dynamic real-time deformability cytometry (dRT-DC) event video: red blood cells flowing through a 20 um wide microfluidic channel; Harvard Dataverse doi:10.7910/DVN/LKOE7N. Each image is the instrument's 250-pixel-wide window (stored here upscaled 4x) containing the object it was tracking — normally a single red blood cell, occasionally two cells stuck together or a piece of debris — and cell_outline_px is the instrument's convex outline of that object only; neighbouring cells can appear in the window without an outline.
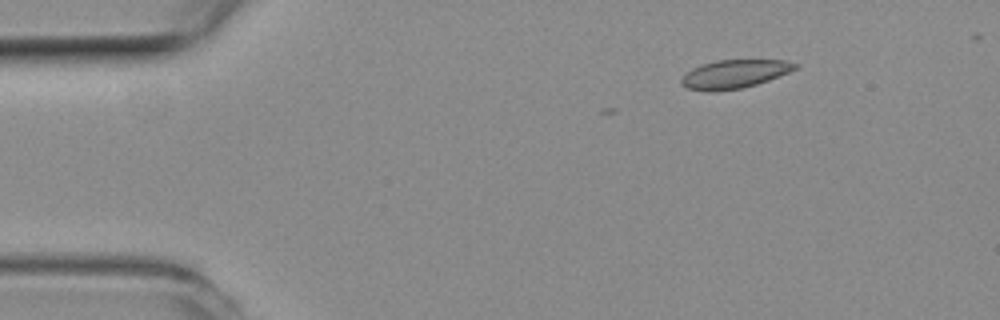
{"species": "common noctule bat (a hibernating species)", "species_latin": "Nyctalus noctula", "temperature_condition": "room temperature", "stored_images_in_passage": 4, "camera_frame_rate_fps": 3000, "um_per_image_px": 0.085, "animal": {"sex": "female", "body_mass_g": 19.3, "forearm_length_mm": 54.1}, "frame": {"image": 1, "passage_image": 1, "time_ms": 0.0, "image_size_px": [1000, 320], "cell_outline_px": [[800, 64], [796, 68], [788, 72], [768, 80], [756, 84], [740, 88], [712, 92], [708, 92], [688, 88], [680, 84], [680, 80], [692, 68], [716, 60], [784, 60]], "centroid_in_image_um": [62.41, 6.29], "position_along_channel_um": 22.6, "area_um2": 18.67}}